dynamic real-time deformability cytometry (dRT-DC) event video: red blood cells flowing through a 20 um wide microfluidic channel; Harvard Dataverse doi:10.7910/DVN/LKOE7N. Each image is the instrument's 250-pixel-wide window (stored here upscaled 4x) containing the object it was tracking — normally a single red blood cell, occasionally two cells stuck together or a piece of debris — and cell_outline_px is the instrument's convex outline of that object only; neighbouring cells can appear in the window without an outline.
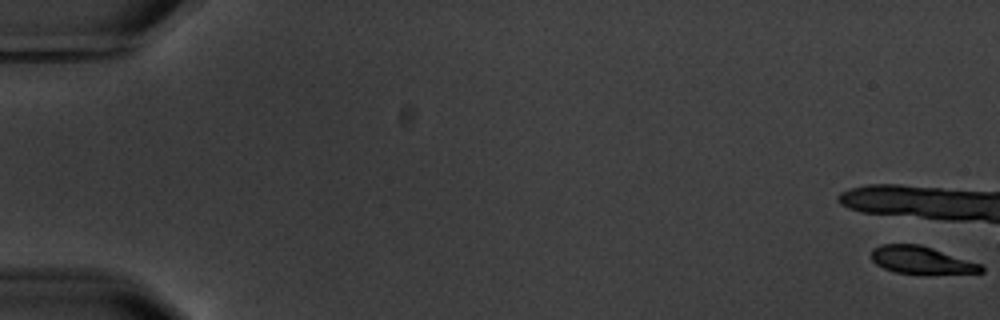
{"species": "common noctule bat (a hibernating species)", "species_latin": "Nyctalus noctula", "temperature_condition": "warm", "stored_images_in_passage": 7, "camera_frame_rate_fps": 3000, "um_per_image_px": 0.085, "animal": {"sex": "male", "body_mass_g": 20.1, "forearm_length_mm": 53.5}, "frame": {"image": 1, "passage_image": 1, "time_ms": 0.0, "image_size_px": [1000, 320], "cell_outline_px": [[984, 272], [896, 272], [884, 268], [876, 264], [872, 260], [872, 248], [880, 244], [920, 244], [980, 264], [984, 268]], "centroid_in_image_um": [78.23, 22.06], "position_along_channel_um": 6.8, "area_um2": 16.76}}